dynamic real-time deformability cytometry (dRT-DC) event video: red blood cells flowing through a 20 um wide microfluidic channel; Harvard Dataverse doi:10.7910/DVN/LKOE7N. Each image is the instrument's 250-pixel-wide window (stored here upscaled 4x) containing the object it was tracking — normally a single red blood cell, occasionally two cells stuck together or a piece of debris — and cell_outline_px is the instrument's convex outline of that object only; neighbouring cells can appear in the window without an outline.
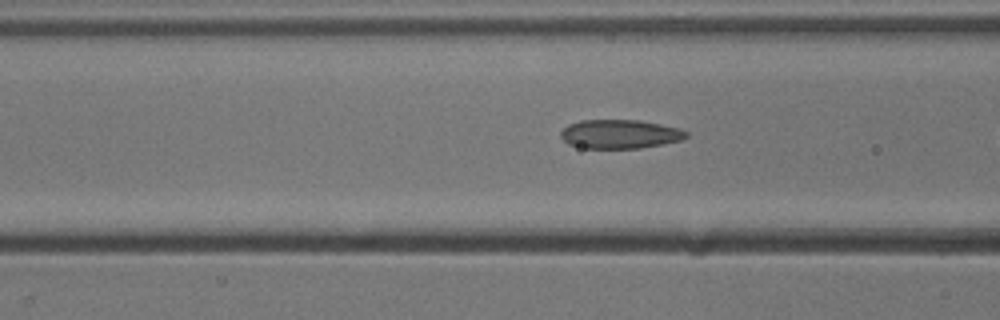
{"species": "common noctule bat (a hibernating species)", "species_latin": "Nyctalus noctula", "temperature_condition": "cold", "stored_images_in_passage": 5, "camera_frame_rate_fps": 3000, "um_per_image_px": 0.085, "animal": {"sex": "male", "body_mass_g": 13.3}, "frame": {"image": 1, "passage_image": 4, "time_ms": 1.0, "image_size_px": [1000, 320], "cell_outline_px": [[688, 136], [680, 140], [640, 148], [580, 148], [568, 144], [560, 136], [560, 132], [568, 124], [580, 120], [640, 120], [680, 128], [688, 132]], "centroid_in_image_um": [52.66, 11.39], "position_along_channel_um": 113.9, "area_um2": 21.15}}